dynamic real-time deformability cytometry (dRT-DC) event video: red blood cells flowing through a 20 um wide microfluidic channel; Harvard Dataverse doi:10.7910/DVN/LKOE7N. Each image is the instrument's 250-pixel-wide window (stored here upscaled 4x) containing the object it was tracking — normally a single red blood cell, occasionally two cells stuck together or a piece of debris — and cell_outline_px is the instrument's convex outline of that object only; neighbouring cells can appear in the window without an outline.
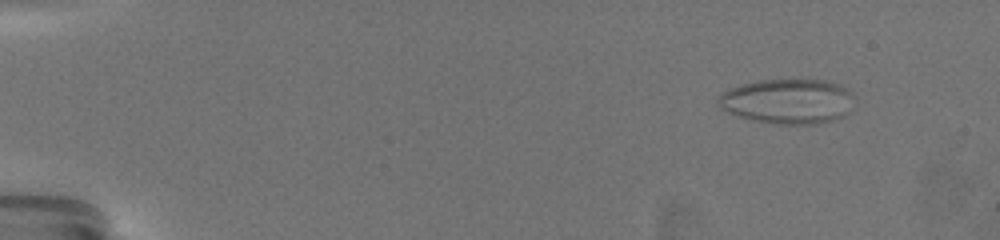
{"species": "common noctule bat (a hibernating species)", "species_latin": "Nyctalus noctula", "temperature_condition": "warm", "stored_images_in_passage": 65, "camera_frame_rate_fps": 3000, "um_per_image_px": 0.085, "animal": {"sex": "female", "body_mass_g": 19.5, "forearm_length_mm": 54.1}, "frame": {"image": 1, "passage_image": 8, "time_ms": 2.333, "image_size_px": [1000, 240], "cell_outline_px": [[856, 108], [832, 120], [816, 124], [776, 124], [752, 120], [736, 116], [720, 108], [716, 104], [716, 100], [724, 92], [740, 84], [760, 80], [828, 80], [840, 84], [848, 88], [856, 96]], "centroid_in_image_um": [67.02, 8.61], "position_along_channel_um": 18.0, "area_um2": 36.24}}
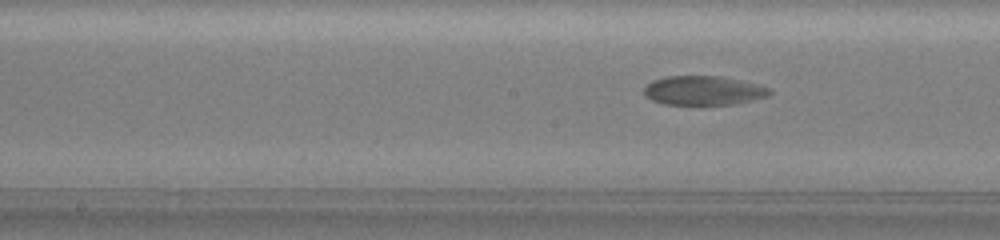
{"frame": {"image": 2, "passage_image": 36, "time_ms": 11.667, "image_size_px": [1000, 240], "cell_outline_px": [[772, 92], [768, 96], [736, 104], [664, 104], [652, 100], [644, 96], [644, 88], [652, 80], [668, 76], [720, 76], [772, 88]], "centroid_in_image_um": [59.78, 7.69], "position_along_channel_um": 188.4, "area_um2": 21.21}}
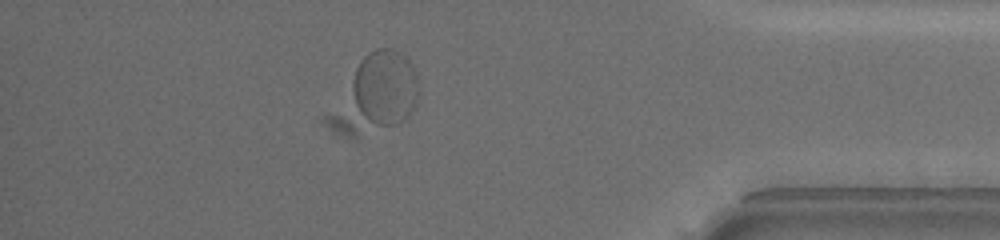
{"frame": {"image": 3, "passage_image": 58, "time_ms": 19.0, "image_size_px": [1000, 240], "cell_outline_px": [[420, 92], [416, 104], [412, 112], [400, 124], [376, 124], [368, 120], [360, 112], [356, 104], [352, 88], [352, 80], [356, 68], [360, 60], [368, 52], [376, 48], [392, 48], [400, 52], [412, 64], [416, 76]], "centroid_in_image_um": [32.76, 7.37], "position_along_channel_um": 402.4, "area_um2": 29.3}}